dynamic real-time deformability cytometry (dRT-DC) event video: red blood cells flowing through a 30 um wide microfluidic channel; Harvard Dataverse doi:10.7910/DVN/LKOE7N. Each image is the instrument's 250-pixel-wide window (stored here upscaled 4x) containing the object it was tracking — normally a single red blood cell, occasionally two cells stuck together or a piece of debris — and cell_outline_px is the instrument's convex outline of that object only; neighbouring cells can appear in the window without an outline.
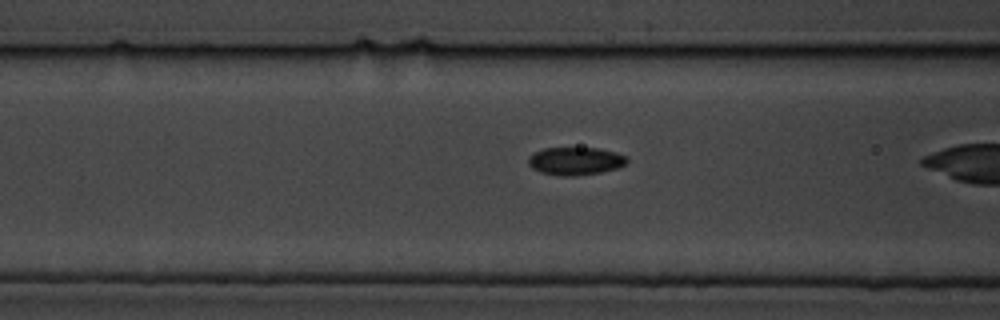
{"species": "common noctule bat (a hibernating species)", "species_latin": "Nyctalus noctula", "temperature_condition": "cold", "stored_images_in_passage": 22, "camera_frame_rate_fps": 3000, "um_per_image_px": 0.085, "animal": {"sex": "male", "body_mass_g": 19.5, "forearm_length_mm": 54.6}, "frame": {"image": 1, "passage_image": 21, "time_ms": 6.667, "image_size_px": [1000, 320], "cell_outline_px": [[628, 160], [624, 164], [616, 168], [600, 172], [572, 176], [560, 176], [540, 172], [532, 168], [528, 164], [528, 156], [544, 148], [600, 148], [616, 152], [628, 156]], "centroid_in_image_um": [48.9, 13.68], "position_along_channel_um": 117.7, "area_um2": 16.01}}